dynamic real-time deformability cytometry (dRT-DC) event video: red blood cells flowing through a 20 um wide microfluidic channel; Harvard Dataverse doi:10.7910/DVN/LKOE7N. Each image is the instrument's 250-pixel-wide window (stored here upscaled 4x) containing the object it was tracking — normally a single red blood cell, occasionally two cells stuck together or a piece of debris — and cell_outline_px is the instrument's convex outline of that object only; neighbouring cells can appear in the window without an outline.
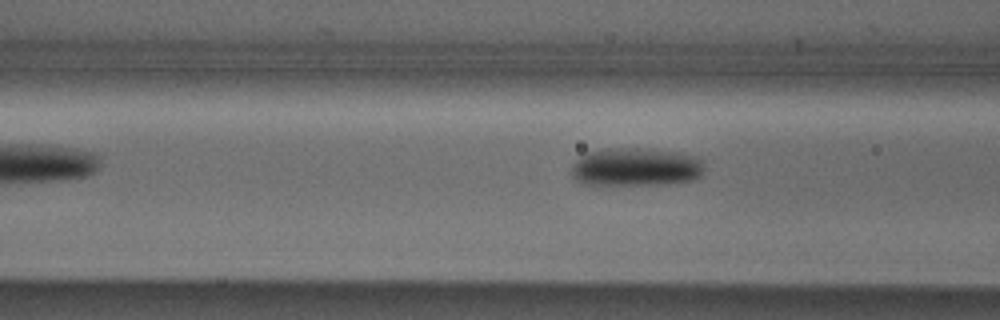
{"species": "Egyptian fruit bat (a non-hibernating species)", "species_latin": "Rousettus aegyptiacus", "temperature_condition": "cold", "stored_images_in_passage": 5, "camera_frame_rate_fps": 3000, "um_per_image_px": 0.085, "animal": {"sex": "male"}, "frame": {"image": 1, "passage_image": 5, "time_ms": 5.0, "image_size_px": [1000, 320], "cell_outline_px": [[704, 172], [696, 180], [668, 184], [584, 184], [576, 180], [572, 176], [572, 164], [584, 152], [604, 148], [648, 148], [680, 152], [704, 160]], "centroid_in_image_um": [54.07, 14.18], "position_along_channel_um": 112.5, "area_um2": 30.17}}